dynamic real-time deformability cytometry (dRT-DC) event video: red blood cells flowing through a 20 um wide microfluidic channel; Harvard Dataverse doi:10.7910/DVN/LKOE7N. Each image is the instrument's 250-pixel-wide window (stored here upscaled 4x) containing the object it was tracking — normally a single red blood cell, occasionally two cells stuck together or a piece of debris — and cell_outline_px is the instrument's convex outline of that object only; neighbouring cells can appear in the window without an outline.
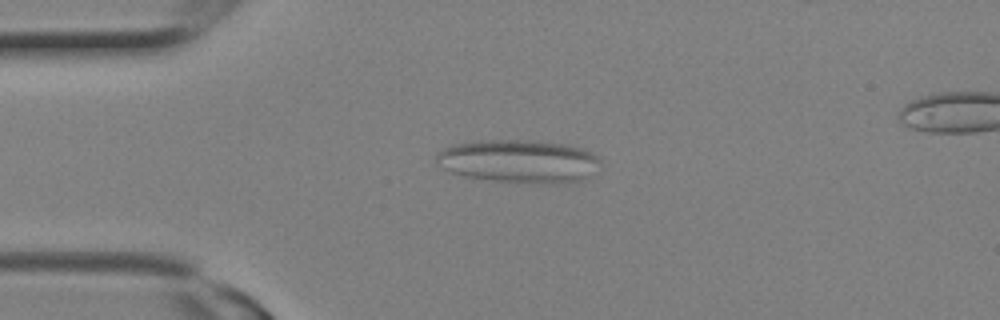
{"species": "Egyptian fruit bat (a non-hibernating species)", "species_latin": "Rousettus aegyptiacus", "temperature_condition": "room temperature", "stored_images_in_passage": 8, "camera_frame_rate_fps": 3000, "um_per_image_px": 0.085, "animal": {"sex": "female"}, "frame": {"image": 1, "passage_image": 5, "time_ms": 1.333, "image_size_px": [1000, 320], "cell_outline_px": [[600, 160], [588, 176], [580, 180], [560, 184], [532, 184], [488, 180], [464, 176], [440, 168], [436, 160], [436, 156], [444, 148], [452, 144], [472, 140], [532, 140], [568, 144], [592, 152], [600, 156]], "centroid_in_image_um": [44.07, 13.7], "position_along_channel_um": 40.9, "area_um2": 41.73}}